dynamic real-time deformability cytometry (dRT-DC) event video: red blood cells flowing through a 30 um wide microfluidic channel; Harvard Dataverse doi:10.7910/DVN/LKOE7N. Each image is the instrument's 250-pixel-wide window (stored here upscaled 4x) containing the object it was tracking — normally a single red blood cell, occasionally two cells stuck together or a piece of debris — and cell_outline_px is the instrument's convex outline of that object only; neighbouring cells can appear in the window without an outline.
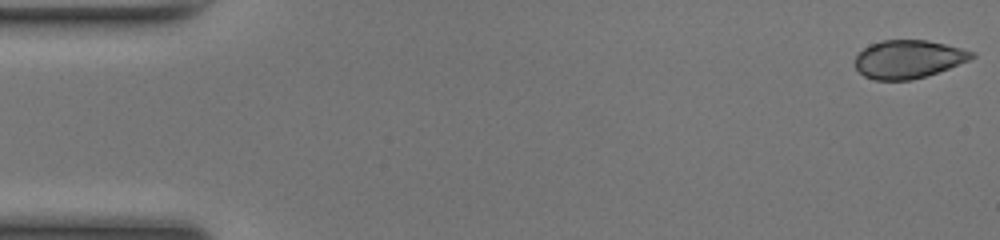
{"species": "common noctule bat (a hibernating species)", "species_latin": "Nyctalus noctula", "temperature_condition": "room temperature", "stored_images_in_passage": 14, "camera_frame_rate_fps": 3000, "um_per_image_px": 0.085, "animal": {"sex": "female", "body_mass_g": 17.0, "forearm_length_mm": 48.0}, "frame": {"image": 1, "passage_image": 1, "time_ms": 0.0, "image_size_px": [1000, 240], "cell_outline_px": [[976, 56], [968, 60], [948, 68], [912, 80], [872, 80], [864, 76], [856, 68], [856, 56], [864, 48], [880, 40], [928, 40], [976, 52]], "centroid_in_image_um": [77.2, 5.03], "position_along_channel_um": 7.8, "area_um2": 25.72}}
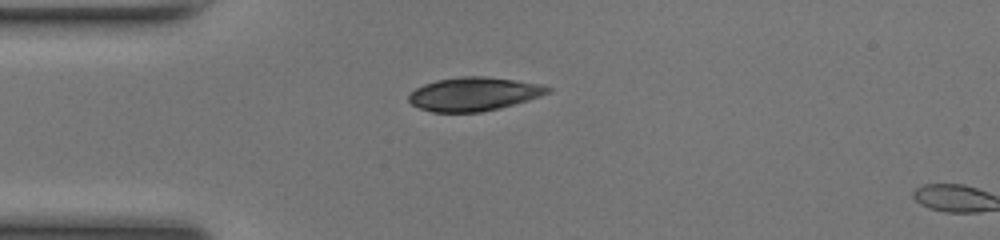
{"frame": {"image": 2, "passage_image": 13, "time_ms": 4.0, "image_size_px": [1000, 240], "cell_outline_px": [[552, 92], [528, 100], [500, 108], [480, 112], [432, 112], [420, 108], [412, 104], [408, 100], [408, 96], [416, 88], [424, 84], [436, 80], [460, 76], [484, 76], [516, 80], [540, 84], [552, 88]], "centroid_in_image_um": [40.29, 7.99], "position_along_channel_um": 44.7, "area_um2": 27.22}}